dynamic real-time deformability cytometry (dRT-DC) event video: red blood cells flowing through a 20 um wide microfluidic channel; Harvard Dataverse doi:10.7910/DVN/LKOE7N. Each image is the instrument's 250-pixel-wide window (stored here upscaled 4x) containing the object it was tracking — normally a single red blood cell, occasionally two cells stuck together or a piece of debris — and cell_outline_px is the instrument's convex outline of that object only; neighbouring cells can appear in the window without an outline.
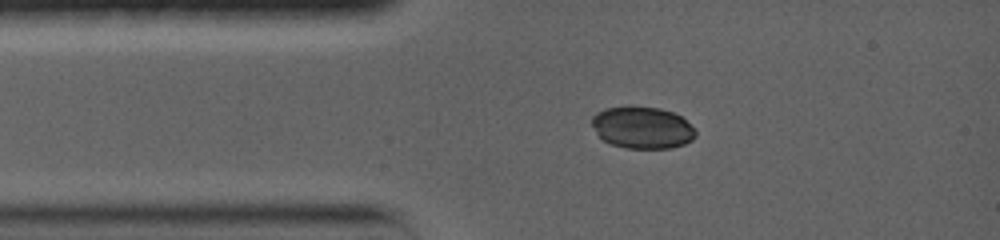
{"species": "common noctule bat (a hibernating species)", "species_latin": "Nyctalus noctula", "temperature_condition": "warm", "stored_images_in_passage": 13, "camera_frame_rate_fps": 5000, "um_per_image_px": 0.085, "animal": {"sex": "female", "body_mass_g": 19.0, "forearm_length_mm": 56.7}, "frame": {"image": 1, "passage_image": 1, "time_ms": 0.0, "image_size_px": [1000, 240], "cell_outline_px": [[696, 136], [692, 140], [684, 144], [672, 148], [624, 148], [612, 144], [604, 140], [596, 132], [592, 124], [592, 116], [596, 112], [604, 108], [628, 104], [660, 108], [672, 112], [680, 116], [696, 132]], "centroid_in_image_um": [54.56, 10.81], "position_along_channel_um": 30.4, "area_um2": 25.61}}
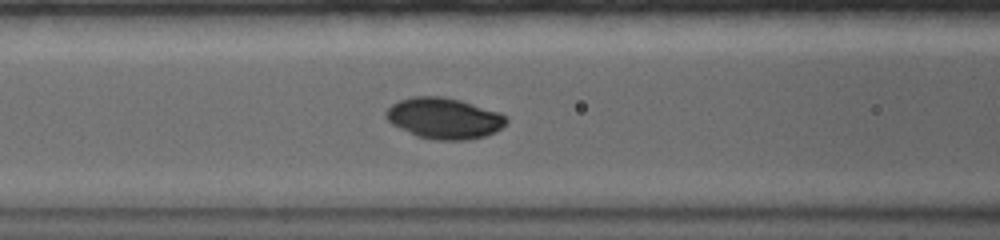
{"frame": {"image": 2, "passage_image": 8, "time_ms": 3.0, "image_size_px": [1000, 240], "cell_outline_px": [[508, 120], [496, 132], [484, 136], [464, 140], [436, 140], [416, 136], [392, 124], [384, 116], [384, 112], [392, 104], [400, 100], [412, 96], [444, 96], [460, 100], [500, 112], [508, 116]], "centroid_in_image_um": [37.74, 10.05], "position_along_channel_um": 128.9, "area_um2": 28.84}}
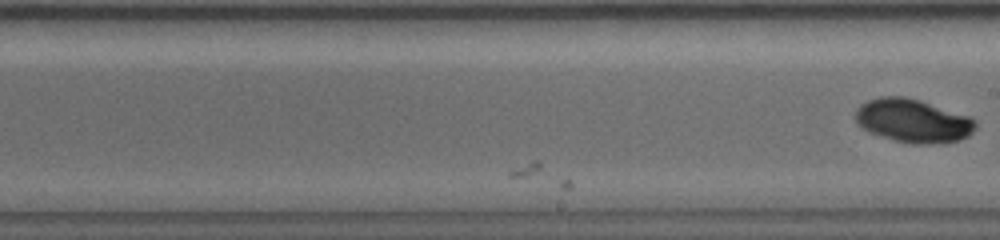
{"frame": {"image": 3, "passage_image": 13, "time_ms": 5.2, "image_size_px": [1000, 240], "cell_outline_px": [[976, 128], [968, 136], [960, 140], [936, 144], [916, 144], [892, 140], [868, 132], [856, 120], [856, 108], [860, 104], [868, 100], [880, 96], [904, 96], [920, 100], [968, 116], [976, 120]], "centroid_in_image_um": [77.6, 10.27], "position_along_channel_um": 211.4, "area_um2": 30.46}}